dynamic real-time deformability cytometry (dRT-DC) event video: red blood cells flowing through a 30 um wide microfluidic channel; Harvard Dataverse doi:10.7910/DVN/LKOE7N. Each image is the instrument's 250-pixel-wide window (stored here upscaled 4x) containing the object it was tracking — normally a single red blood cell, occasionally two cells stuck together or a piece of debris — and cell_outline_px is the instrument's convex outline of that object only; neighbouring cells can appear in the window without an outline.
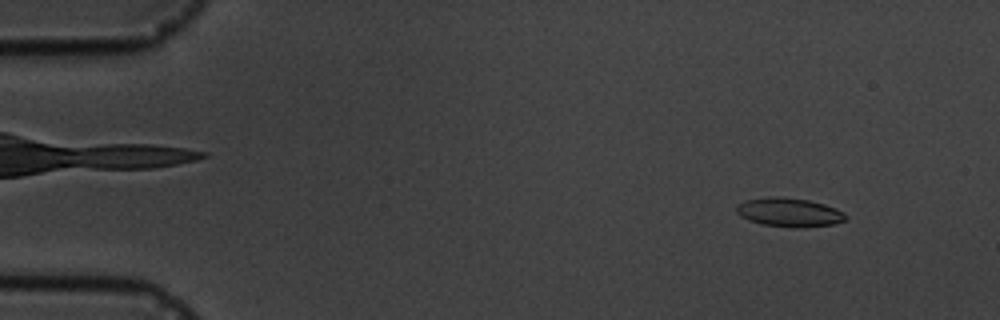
{"species": "common noctule bat (a hibernating species)", "species_latin": "Nyctalus noctula", "temperature_condition": "cold", "stored_images_in_passage": 5, "camera_frame_rate_fps": 3000, "um_per_image_px": 0.085, "animal": {"sex": "male", "body_mass_g": 19.5, "forearm_length_mm": 54.6}, "frame": {"image": 1, "passage_image": 1, "time_ms": 0.0, "image_size_px": [1000, 320], "cell_outline_px": [[848, 216], [844, 220], [836, 224], [796, 228], [760, 224], [748, 220], [740, 216], [736, 212], [736, 204], [748, 200], [768, 196], [780, 196], [808, 200], [824, 204], [836, 208], [844, 212]], "centroid_in_image_um": [67.08, 18.05], "position_along_channel_um": 17.9, "area_um2": 18.55}}
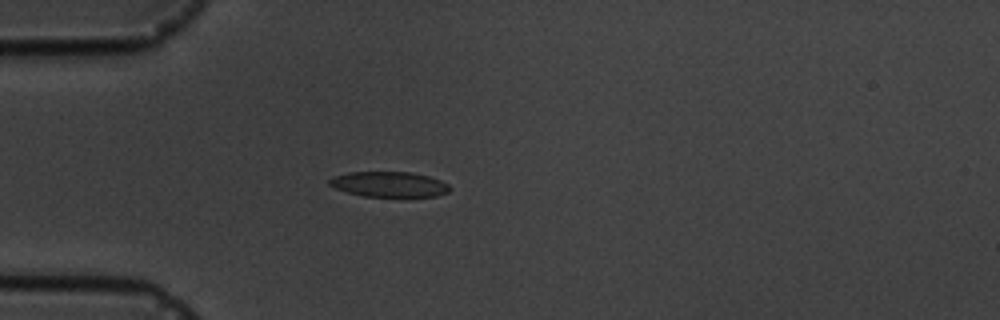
{"frame": {"image": 2, "passage_image": 4, "time_ms": 3.333, "image_size_px": [1000, 320], "cell_outline_px": [[452, 188], [448, 192], [436, 196], [364, 196], [348, 192], [336, 188], [328, 184], [328, 180], [332, 176], [348, 172], [412, 172], [428, 176], [440, 180], [448, 184]], "centroid_in_image_um": [33.07, 15.65], "position_along_channel_um": 51.9, "area_um2": 17.69}}